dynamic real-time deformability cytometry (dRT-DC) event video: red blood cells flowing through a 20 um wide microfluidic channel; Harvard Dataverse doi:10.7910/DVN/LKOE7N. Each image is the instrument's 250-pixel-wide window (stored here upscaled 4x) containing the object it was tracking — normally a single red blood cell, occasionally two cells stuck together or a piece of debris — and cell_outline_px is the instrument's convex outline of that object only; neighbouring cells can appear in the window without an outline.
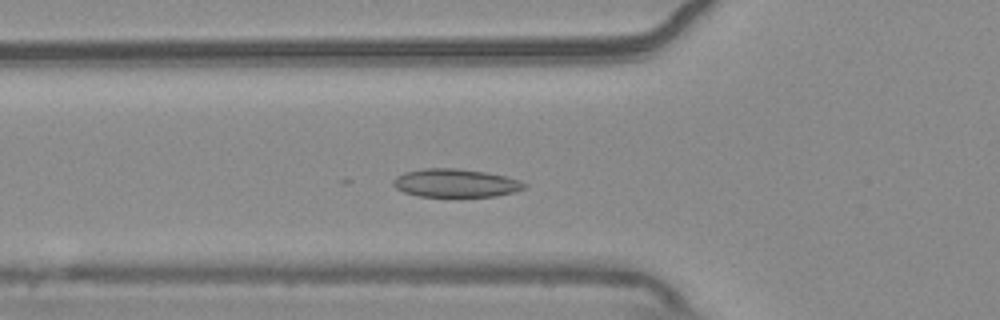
{"species": "common noctule bat (a hibernating species)", "species_latin": "Nyctalus noctula", "temperature_condition": "warm", "stored_images_in_passage": 54, "camera_frame_rate_fps": 3000, "um_per_image_px": 0.085, "animal": {"sex": "male", "body_mass_g": 20.4}, "frame": {"image": 1, "passage_image": 18, "time_ms": 5.667, "image_size_px": [1000, 320], "cell_outline_px": [[528, 188], [516, 192], [496, 196], [420, 196], [404, 192], [396, 188], [392, 184], [392, 180], [396, 176], [404, 172], [424, 168], [456, 168], [484, 172], [504, 176], [520, 180], [528, 184]], "centroid_in_image_um": [38.75, 15.56], "position_along_channel_um": 87.1, "area_um2": 21.68}}
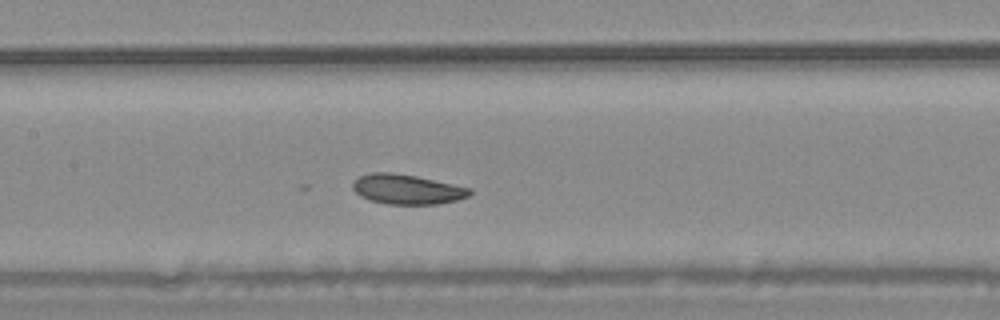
{"frame": {"image": 2, "passage_image": 25, "time_ms": 8.0, "image_size_px": [1000, 320], "cell_outline_px": [[472, 192], [468, 196], [456, 200], [436, 204], [388, 204], [372, 200], [360, 196], [352, 188], [352, 184], [360, 176], [372, 172], [392, 172], [416, 176], [472, 188]], "centroid_in_image_um": [34.6, 16.08], "position_along_channel_um": 172.8, "area_um2": 20.17}}
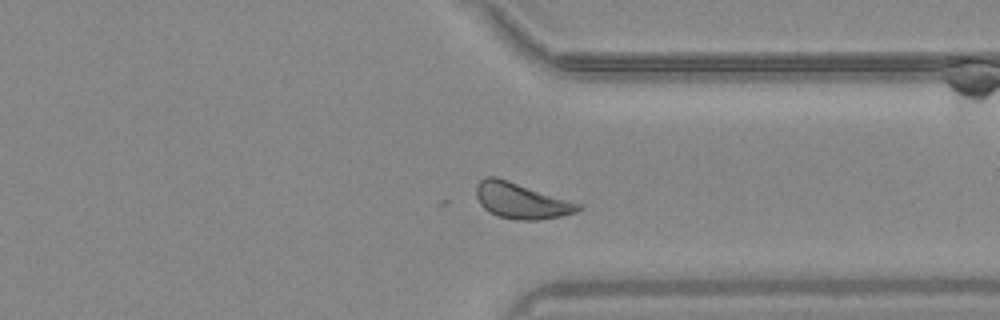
{"frame": {"image": 3, "passage_image": 41, "time_ms": 13.333, "image_size_px": [1000, 320], "cell_outline_px": [[584, 208], [576, 212], [560, 216], [536, 220], [520, 220], [496, 216], [488, 212], [480, 204], [476, 196], [476, 184], [484, 176], [496, 176], [580, 204]], "centroid_in_image_um": [44.25, 17.06], "position_along_channel_um": 367.2, "area_um2": 21.15}, "authors_computed_cell_mechanics": {"area_um2": 22.4553, "velocity_mm_per_s": 3.6447, "shape_relaxation_time_tau1_ms": null, "shape_relaxation_time_tau2_ms": 8.2254, "deformation_change_tau1": null, "deformation_change_tau2": 0.1345}}